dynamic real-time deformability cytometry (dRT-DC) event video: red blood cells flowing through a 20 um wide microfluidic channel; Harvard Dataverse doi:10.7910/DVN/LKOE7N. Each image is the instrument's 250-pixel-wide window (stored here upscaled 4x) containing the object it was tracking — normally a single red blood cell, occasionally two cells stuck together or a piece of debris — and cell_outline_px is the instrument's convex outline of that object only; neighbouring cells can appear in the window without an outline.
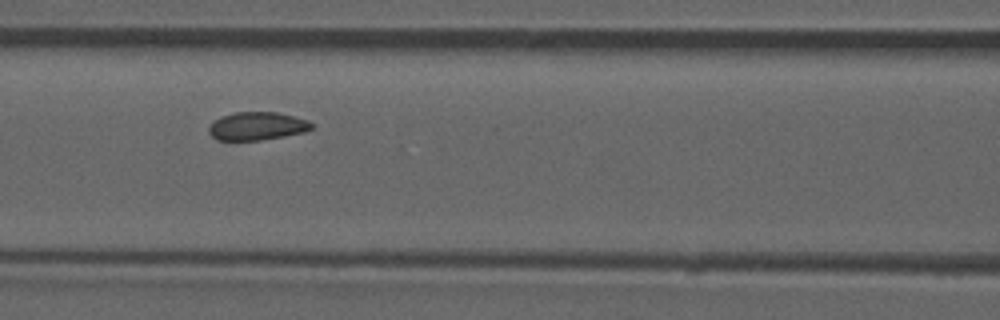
{"species": "common noctule bat (a hibernating species)", "species_latin": "Nyctalus noctula", "temperature_condition": "room temperature", "stored_images_in_passage": 34, "camera_frame_rate_fps": 3000, "um_per_image_px": 0.085, "animal": {"sex": "male", "forearm_length_mm": 52.5}, "frame": {"image": 1, "passage_image": 20, "time_ms": 6.333, "image_size_px": [1000, 320], "cell_outline_px": [[312, 128], [304, 132], [284, 136], [260, 140], [216, 140], [208, 132], [208, 128], [220, 116], [236, 112], [276, 112], [308, 120], [312, 124]], "centroid_in_image_um": [21.83, 10.72], "position_along_channel_um": 144.8, "area_um2": 16.7}}